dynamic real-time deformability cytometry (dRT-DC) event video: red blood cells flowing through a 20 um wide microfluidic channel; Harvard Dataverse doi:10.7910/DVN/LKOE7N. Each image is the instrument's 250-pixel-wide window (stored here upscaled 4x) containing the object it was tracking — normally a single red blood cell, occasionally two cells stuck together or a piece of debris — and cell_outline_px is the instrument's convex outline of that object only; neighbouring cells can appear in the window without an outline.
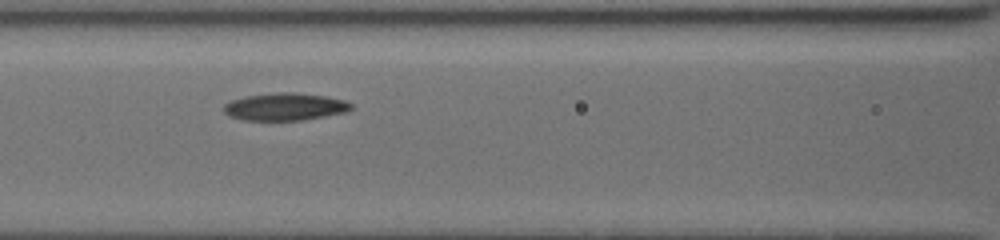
{"species": "common noctule bat (a hibernating species)", "species_latin": "Nyctalus noctula", "temperature_condition": "cold", "stored_images_in_passage": 7, "segment_of_instrument_passage": [1, 2], "camera_frame_rate_fps": 3000, "um_per_image_px": 0.085, "animal": {"sex": "female", "body_mass_g": 19.5, "forearm_length_mm": 54.1}, "frame": {"image": 1, "passage_image": 3, "time_ms": 2.0, "image_size_px": [1000, 240], "cell_outline_px": [[352, 108], [348, 112], [300, 120], [244, 120], [228, 116], [224, 112], [224, 104], [232, 100], [244, 96], [280, 92], [292, 92], [328, 96], [344, 100], [352, 104]], "centroid_in_image_um": [24.23, 9.07], "position_along_channel_um": 142.4, "area_um2": 20.4}}
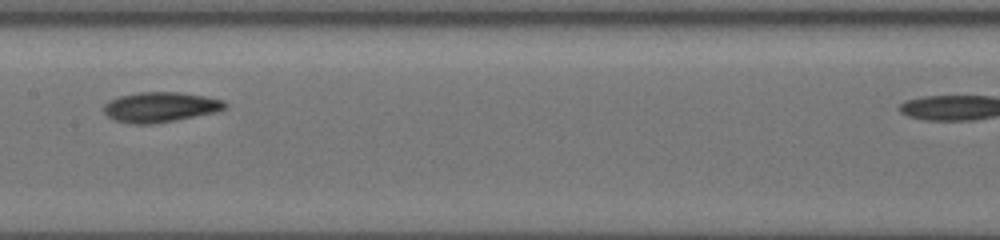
{"frame": {"image": 2, "passage_image": 4, "time_ms": 3.333, "image_size_px": [1000, 240], "cell_outline_px": [[228, 108], [216, 112], [152, 124], [132, 124], [116, 120], [108, 116], [104, 112], [104, 104], [108, 100], [120, 96], [140, 92], [180, 92], [204, 96], [224, 100], [228, 104]], "centroid_in_image_um": [13.65, 9.09], "position_along_channel_um": 193.8, "area_um2": 21.21}}
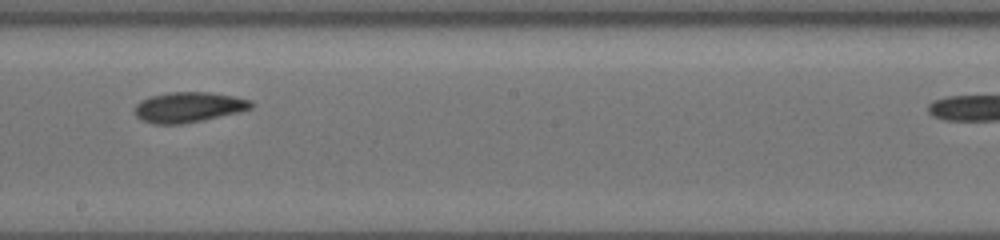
{"frame": {"image": 3, "passage_image": 5, "time_ms": 4.333, "image_size_px": [1000, 240], "cell_outline_px": [[256, 104], [252, 108], [240, 112], [180, 124], [152, 124], [140, 120], [132, 112], [132, 108], [140, 100], [148, 96], [168, 92], [208, 92], [232, 96], [252, 100]], "centroid_in_image_um": [15.97, 9.1], "position_along_channel_um": 232.2, "area_um2": 20.87}}